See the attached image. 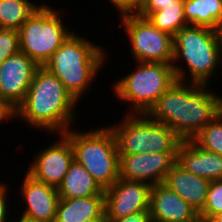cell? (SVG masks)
<instances>
[{
  "label": "cell",
  "instance_id": "obj_1",
  "mask_svg": "<svg viewBox=\"0 0 222 222\" xmlns=\"http://www.w3.org/2000/svg\"><path fill=\"white\" fill-rule=\"evenodd\" d=\"M208 86L176 80L147 115L167 125L182 140H190L222 112V96Z\"/></svg>",
  "mask_w": 222,
  "mask_h": 222
},
{
  "label": "cell",
  "instance_id": "obj_2",
  "mask_svg": "<svg viewBox=\"0 0 222 222\" xmlns=\"http://www.w3.org/2000/svg\"><path fill=\"white\" fill-rule=\"evenodd\" d=\"M79 102L63 83L45 67L35 72L24 101L16 108V118L44 132L63 134L74 123ZM57 132V133H56Z\"/></svg>",
  "mask_w": 222,
  "mask_h": 222
},
{
  "label": "cell",
  "instance_id": "obj_3",
  "mask_svg": "<svg viewBox=\"0 0 222 222\" xmlns=\"http://www.w3.org/2000/svg\"><path fill=\"white\" fill-rule=\"evenodd\" d=\"M72 32L44 64L80 103L107 60V50Z\"/></svg>",
  "mask_w": 222,
  "mask_h": 222
},
{
  "label": "cell",
  "instance_id": "obj_4",
  "mask_svg": "<svg viewBox=\"0 0 222 222\" xmlns=\"http://www.w3.org/2000/svg\"><path fill=\"white\" fill-rule=\"evenodd\" d=\"M173 45L172 66L178 81L208 85L218 66L222 68V46L215 29L188 25L173 37ZM178 61L186 63L189 75Z\"/></svg>",
  "mask_w": 222,
  "mask_h": 222
},
{
  "label": "cell",
  "instance_id": "obj_5",
  "mask_svg": "<svg viewBox=\"0 0 222 222\" xmlns=\"http://www.w3.org/2000/svg\"><path fill=\"white\" fill-rule=\"evenodd\" d=\"M74 152V160L105 190L119 179V153L116 137L109 126L86 132L69 129L63 133Z\"/></svg>",
  "mask_w": 222,
  "mask_h": 222
},
{
  "label": "cell",
  "instance_id": "obj_6",
  "mask_svg": "<svg viewBox=\"0 0 222 222\" xmlns=\"http://www.w3.org/2000/svg\"><path fill=\"white\" fill-rule=\"evenodd\" d=\"M137 65L116 80L112 88L118 100L129 103L130 114H147L176 77L172 64L137 62Z\"/></svg>",
  "mask_w": 222,
  "mask_h": 222
},
{
  "label": "cell",
  "instance_id": "obj_7",
  "mask_svg": "<svg viewBox=\"0 0 222 222\" xmlns=\"http://www.w3.org/2000/svg\"><path fill=\"white\" fill-rule=\"evenodd\" d=\"M123 119L119 124L109 125L119 154L177 152L182 139L164 123L152 120L147 114L128 113Z\"/></svg>",
  "mask_w": 222,
  "mask_h": 222
},
{
  "label": "cell",
  "instance_id": "obj_8",
  "mask_svg": "<svg viewBox=\"0 0 222 222\" xmlns=\"http://www.w3.org/2000/svg\"><path fill=\"white\" fill-rule=\"evenodd\" d=\"M59 12L46 3L41 4L18 30L20 51L39 66H44L72 33Z\"/></svg>",
  "mask_w": 222,
  "mask_h": 222
},
{
  "label": "cell",
  "instance_id": "obj_9",
  "mask_svg": "<svg viewBox=\"0 0 222 222\" xmlns=\"http://www.w3.org/2000/svg\"><path fill=\"white\" fill-rule=\"evenodd\" d=\"M119 18L136 62L172 64L174 45L171 35L158 30L137 13L120 15Z\"/></svg>",
  "mask_w": 222,
  "mask_h": 222
},
{
  "label": "cell",
  "instance_id": "obj_10",
  "mask_svg": "<svg viewBox=\"0 0 222 222\" xmlns=\"http://www.w3.org/2000/svg\"><path fill=\"white\" fill-rule=\"evenodd\" d=\"M176 162L177 152L119 154V178L161 184Z\"/></svg>",
  "mask_w": 222,
  "mask_h": 222
},
{
  "label": "cell",
  "instance_id": "obj_11",
  "mask_svg": "<svg viewBox=\"0 0 222 222\" xmlns=\"http://www.w3.org/2000/svg\"><path fill=\"white\" fill-rule=\"evenodd\" d=\"M151 185L119 178L105 192V220H116L140 211H150Z\"/></svg>",
  "mask_w": 222,
  "mask_h": 222
},
{
  "label": "cell",
  "instance_id": "obj_12",
  "mask_svg": "<svg viewBox=\"0 0 222 222\" xmlns=\"http://www.w3.org/2000/svg\"><path fill=\"white\" fill-rule=\"evenodd\" d=\"M52 145L35 154V160L30 163L27 173L35 180L58 188L71 163L74 160V152L70 140L64 134H58Z\"/></svg>",
  "mask_w": 222,
  "mask_h": 222
},
{
  "label": "cell",
  "instance_id": "obj_13",
  "mask_svg": "<svg viewBox=\"0 0 222 222\" xmlns=\"http://www.w3.org/2000/svg\"><path fill=\"white\" fill-rule=\"evenodd\" d=\"M39 67L22 51L8 57L0 64V97L16 109L24 101Z\"/></svg>",
  "mask_w": 222,
  "mask_h": 222
},
{
  "label": "cell",
  "instance_id": "obj_14",
  "mask_svg": "<svg viewBox=\"0 0 222 222\" xmlns=\"http://www.w3.org/2000/svg\"><path fill=\"white\" fill-rule=\"evenodd\" d=\"M25 175L19 191L25 200L21 215L37 222H54L60 200L57 188L35 180L28 173Z\"/></svg>",
  "mask_w": 222,
  "mask_h": 222
},
{
  "label": "cell",
  "instance_id": "obj_15",
  "mask_svg": "<svg viewBox=\"0 0 222 222\" xmlns=\"http://www.w3.org/2000/svg\"><path fill=\"white\" fill-rule=\"evenodd\" d=\"M177 163L186 171L209 181L222 179V155L200 148L192 139L182 140Z\"/></svg>",
  "mask_w": 222,
  "mask_h": 222
},
{
  "label": "cell",
  "instance_id": "obj_16",
  "mask_svg": "<svg viewBox=\"0 0 222 222\" xmlns=\"http://www.w3.org/2000/svg\"><path fill=\"white\" fill-rule=\"evenodd\" d=\"M152 222H179L194 218L198 212L163 183L151 187Z\"/></svg>",
  "mask_w": 222,
  "mask_h": 222
},
{
  "label": "cell",
  "instance_id": "obj_17",
  "mask_svg": "<svg viewBox=\"0 0 222 222\" xmlns=\"http://www.w3.org/2000/svg\"><path fill=\"white\" fill-rule=\"evenodd\" d=\"M198 213L204 208L210 181L186 171L177 162L168 172L164 182Z\"/></svg>",
  "mask_w": 222,
  "mask_h": 222
},
{
  "label": "cell",
  "instance_id": "obj_18",
  "mask_svg": "<svg viewBox=\"0 0 222 222\" xmlns=\"http://www.w3.org/2000/svg\"><path fill=\"white\" fill-rule=\"evenodd\" d=\"M89 219H105V194L59 200L54 222H84Z\"/></svg>",
  "mask_w": 222,
  "mask_h": 222
},
{
  "label": "cell",
  "instance_id": "obj_19",
  "mask_svg": "<svg viewBox=\"0 0 222 222\" xmlns=\"http://www.w3.org/2000/svg\"><path fill=\"white\" fill-rule=\"evenodd\" d=\"M57 190L60 199L82 198L105 194L104 190L94 180L91 174L76 160H73L71 163L69 170Z\"/></svg>",
  "mask_w": 222,
  "mask_h": 222
},
{
  "label": "cell",
  "instance_id": "obj_20",
  "mask_svg": "<svg viewBox=\"0 0 222 222\" xmlns=\"http://www.w3.org/2000/svg\"><path fill=\"white\" fill-rule=\"evenodd\" d=\"M188 25L219 30L222 23V0H184Z\"/></svg>",
  "mask_w": 222,
  "mask_h": 222
},
{
  "label": "cell",
  "instance_id": "obj_21",
  "mask_svg": "<svg viewBox=\"0 0 222 222\" xmlns=\"http://www.w3.org/2000/svg\"><path fill=\"white\" fill-rule=\"evenodd\" d=\"M31 0H0V28H19L41 5Z\"/></svg>",
  "mask_w": 222,
  "mask_h": 222
},
{
  "label": "cell",
  "instance_id": "obj_22",
  "mask_svg": "<svg viewBox=\"0 0 222 222\" xmlns=\"http://www.w3.org/2000/svg\"><path fill=\"white\" fill-rule=\"evenodd\" d=\"M140 17L146 18L158 30L174 37L182 28L188 26L184 6H169L161 11L153 13H137Z\"/></svg>",
  "mask_w": 222,
  "mask_h": 222
},
{
  "label": "cell",
  "instance_id": "obj_23",
  "mask_svg": "<svg viewBox=\"0 0 222 222\" xmlns=\"http://www.w3.org/2000/svg\"><path fill=\"white\" fill-rule=\"evenodd\" d=\"M192 140L202 149L222 155V112Z\"/></svg>",
  "mask_w": 222,
  "mask_h": 222
},
{
  "label": "cell",
  "instance_id": "obj_24",
  "mask_svg": "<svg viewBox=\"0 0 222 222\" xmlns=\"http://www.w3.org/2000/svg\"><path fill=\"white\" fill-rule=\"evenodd\" d=\"M220 212H222V179L210 181L206 202L199 214L208 222Z\"/></svg>",
  "mask_w": 222,
  "mask_h": 222
},
{
  "label": "cell",
  "instance_id": "obj_25",
  "mask_svg": "<svg viewBox=\"0 0 222 222\" xmlns=\"http://www.w3.org/2000/svg\"><path fill=\"white\" fill-rule=\"evenodd\" d=\"M20 51L19 32L0 28V64Z\"/></svg>",
  "mask_w": 222,
  "mask_h": 222
},
{
  "label": "cell",
  "instance_id": "obj_26",
  "mask_svg": "<svg viewBox=\"0 0 222 222\" xmlns=\"http://www.w3.org/2000/svg\"><path fill=\"white\" fill-rule=\"evenodd\" d=\"M169 6H184V0H142L137 13H153Z\"/></svg>",
  "mask_w": 222,
  "mask_h": 222
},
{
  "label": "cell",
  "instance_id": "obj_27",
  "mask_svg": "<svg viewBox=\"0 0 222 222\" xmlns=\"http://www.w3.org/2000/svg\"><path fill=\"white\" fill-rule=\"evenodd\" d=\"M115 6L120 15L137 13L142 0H109Z\"/></svg>",
  "mask_w": 222,
  "mask_h": 222
},
{
  "label": "cell",
  "instance_id": "obj_28",
  "mask_svg": "<svg viewBox=\"0 0 222 222\" xmlns=\"http://www.w3.org/2000/svg\"><path fill=\"white\" fill-rule=\"evenodd\" d=\"M6 185L7 183H0V222H9L7 221L8 220L7 218H9L8 214H10V211H9L10 209H8L10 208L8 205L9 203H7L9 202L7 201L9 187H7Z\"/></svg>",
  "mask_w": 222,
  "mask_h": 222
},
{
  "label": "cell",
  "instance_id": "obj_29",
  "mask_svg": "<svg viewBox=\"0 0 222 222\" xmlns=\"http://www.w3.org/2000/svg\"><path fill=\"white\" fill-rule=\"evenodd\" d=\"M105 222H152V217L150 211H140L116 220H105Z\"/></svg>",
  "mask_w": 222,
  "mask_h": 222
},
{
  "label": "cell",
  "instance_id": "obj_30",
  "mask_svg": "<svg viewBox=\"0 0 222 222\" xmlns=\"http://www.w3.org/2000/svg\"><path fill=\"white\" fill-rule=\"evenodd\" d=\"M9 118H16V109L0 97V124Z\"/></svg>",
  "mask_w": 222,
  "mask_h": 222
},
{
  "label": "cell",
  "instance_id": "obj_31",
  "mask_svg": "<svg viewBox=\"0 0 222 222\" xmlns=\"http://www.w3.org/2000/svg\"><path fill=\"white\" fill-rule=\"evenodd\" d=\"M179 222H206L203 217L198 213L194 218L188 219L185 221H179Z\"/></svg>",
  "mask_w": 222,
  "mask_h": 222
},
{
  "label": "cell",
  "instance_id": "obj_32",
  "mask_svg": "<svg viewBox=\"0 0 222 222\" xmlns=\"http://www.w3.org/2000/svg\"><path fill=\"white\" fill-rule=\"evenodd\" d=\"M208 222H222V212L214 215Z\"/></svg>",
  "mask_w": 222,
  "mask_h": 222
},
{
  "label": "cell",
  "instance_id": "obj_33",
  "mask_svg": "<svg viewBox=\"0 0 222 222\" xmlns=\"http://www.w3.org/2000/svg\"><path fill=\"white\" fill-rule=\"evenodd\" d=\"M20 216H19V219L16 218V220H17L16 222H37V221H35L33 219H29L25 216H22V215H20Z\"/></svg>",
  "mask_w": 222,
  "mask_h": 222
},
{
  "label": "cell",
  "instance_id": "obj_34",
  "mask_svg": "<svg viewBox=\"0 0 222 222\" xmlns=\"http://www.w3.org/2000/svg\"><path fill=\"white\" fill-rule=\"evenodd\" d=\"M84 222H105V219H89Z\"/></svg>",
  "mask_w": 222,
  "mask_h": 222
},
{
  "label": "cell",
  "instance_id": "obj_35",
  "mask_svg": "<svg viewBox=\"0 0 222 222\" xmlns=\"http://www.w3.org/2000/svg\"><path fill=\"white\" fill-rule=\"evenodd\" d=\"M218 32H219V36H220V43H221V46H222V23L220 24Z\"/></svg>",
  "mask_w": 222,
  "mask_h": 222
}]
</instances>
